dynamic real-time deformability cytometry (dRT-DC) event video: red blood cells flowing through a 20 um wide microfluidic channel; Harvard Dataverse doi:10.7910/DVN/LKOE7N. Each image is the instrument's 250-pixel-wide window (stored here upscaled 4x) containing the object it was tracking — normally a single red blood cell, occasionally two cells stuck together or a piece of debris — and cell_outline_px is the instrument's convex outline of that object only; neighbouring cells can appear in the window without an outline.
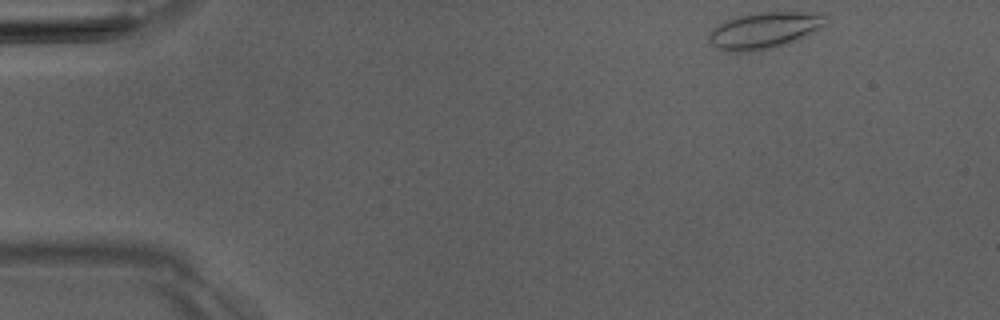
{"species": "Egyptian fruit bat (a non-hibernating species)", "species_latin": "Rousettus aegyptiacus", "temperature_condition": "room temperature", "stored_images_in_passage": 4, "camera_frame_rate_fps": 3000, "um_per_image_px": 0.085, "animal": {"sex": "male"}, "frame": {"image": 1, "passage_image": 1, "time_ms": 0.0, "image_size_px": [1000, 320], "cell_outline_px": [[828, 16], [824, 24], [812, 32], [788, 44], [776, 48], [752, 52], [728, 52], [716, 48], [708, 40], [708, 36], [712, 28], [728, 20], [740, 16], [760, 12], [820, 12]], "centroid_in_image_um": [64.96, 2.6], "position_along_channel_um": 20.0, "area_um2": 24.85}}